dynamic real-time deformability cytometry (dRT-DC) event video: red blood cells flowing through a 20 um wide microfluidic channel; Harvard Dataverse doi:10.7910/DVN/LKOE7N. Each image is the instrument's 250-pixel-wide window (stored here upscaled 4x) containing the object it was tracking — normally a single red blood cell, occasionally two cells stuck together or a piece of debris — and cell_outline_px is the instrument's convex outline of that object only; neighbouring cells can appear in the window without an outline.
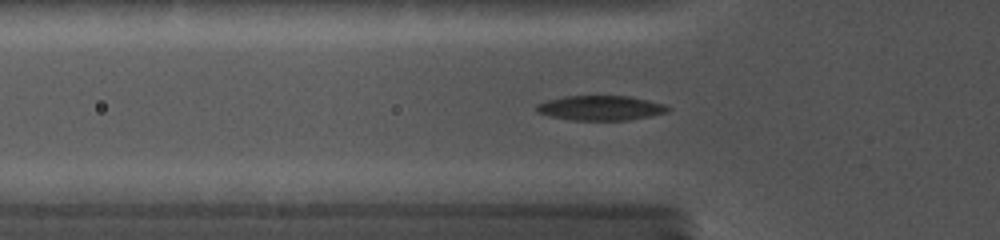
{"species": "common noctule bat (a hibernating species)", "species_latin": "Nyctalus noctula", "temperature_condition": "cold", "stored_images_in_passage": 63, "camera_frame_rate_fps": 5000, "um_per_image_px": 0.085, "animal": {"sex": "female", "body_mass_g": 19.0, "forearm_length_mm": 56.7}, "frame": {"image": 1, "passage_image": 14, "time_ms": 5.0, "image_size_px": [1000, 240], "cell_outline_px": [[672, 108], [668, 112], [628, 120], [572, 120], [548, 116], [536, 112], [536, 104], [568, 96], [628, 96], [664, 104]], "centroid_in_image_um": [51.06, 9.19], "position_along_channel_um": 74.7, "area_um2": 18.73}}
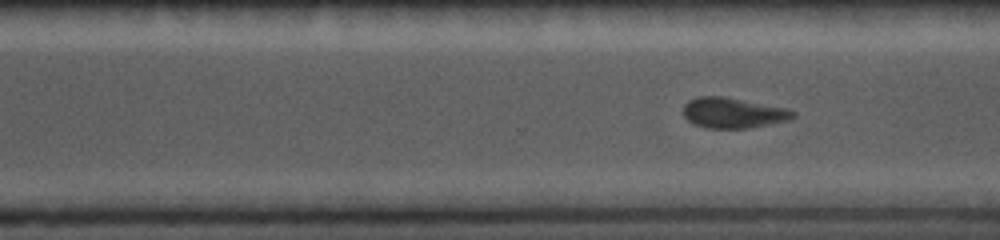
{"frame": {"image": 2, "passage_image": 40, "time_ms": 11.0, "image_size_px": [1000, 240], "cell_outline_px": [[796, 116], [788, 120], [748, 128], [704, 128], [692, 124], [684, 116], [684, 104], [688, 100], [700, 96], [720, 96], [788, 108], [796, 112]], "centroid_in_image_um": [62.3, 9.6], "position_along_channel_um": 308.3, "area_um2": 19.42}}
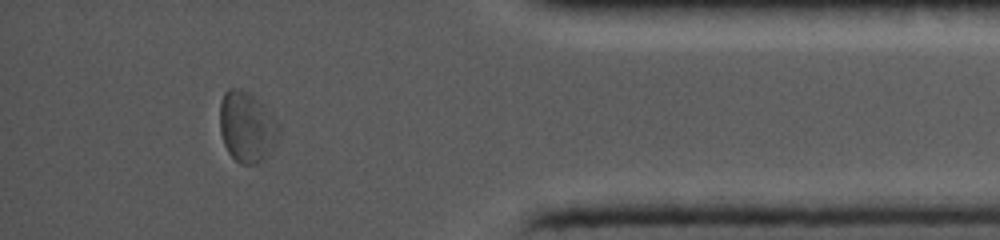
{"frame": {"image": 3, "passage_image": 57, "time_ms": 14.2, "image_size_px": [1000, 240], "cell_outline_px": [[280, 132], [276, 144], [264, 160], [256, 164], [240, 164], [228, 152], [224, 144], [220, 132], [220, 104], [224, 92], [228, 88], [236, 88], [260, 100], [276, 120], [280, 128]], "centroid_in_image_um": [20.99, 10.81], "position_along_channel_um": 414.2, "area_um2": 24.33}}